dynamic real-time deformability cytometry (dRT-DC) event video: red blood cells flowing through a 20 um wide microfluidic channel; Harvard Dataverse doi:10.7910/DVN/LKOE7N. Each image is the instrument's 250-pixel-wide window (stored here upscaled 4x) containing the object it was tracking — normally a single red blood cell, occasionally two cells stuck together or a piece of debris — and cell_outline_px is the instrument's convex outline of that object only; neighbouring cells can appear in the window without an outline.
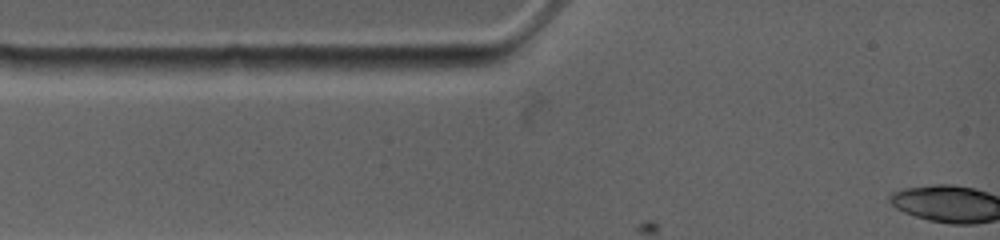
{"species": "common noctule bat (a hibernating species)", "species_latin": "Nyctalus noctula", "temperature_condition": "warm", "stored_images_in_passage": 2, "camera_frame_rate_fps": 4500, "um_per_image_px": 0.085, "animal": {"sex": "female", "body_mass_g": 19.0, "forearm_length_mm": 53.3}, "frame": {"image": 1, "passage_image": 1, "time_ms": 0.0, "image_size_px": [1000, 240], "cell_outline_px": [[488, 64], [468, 68], [360, 68], [372, 56], [480, 56], [488, 60]], "centroid_in_image_um": [36.1, 5.27], "position_along_channel_um": 48.9, "area_um2": 10.17}}